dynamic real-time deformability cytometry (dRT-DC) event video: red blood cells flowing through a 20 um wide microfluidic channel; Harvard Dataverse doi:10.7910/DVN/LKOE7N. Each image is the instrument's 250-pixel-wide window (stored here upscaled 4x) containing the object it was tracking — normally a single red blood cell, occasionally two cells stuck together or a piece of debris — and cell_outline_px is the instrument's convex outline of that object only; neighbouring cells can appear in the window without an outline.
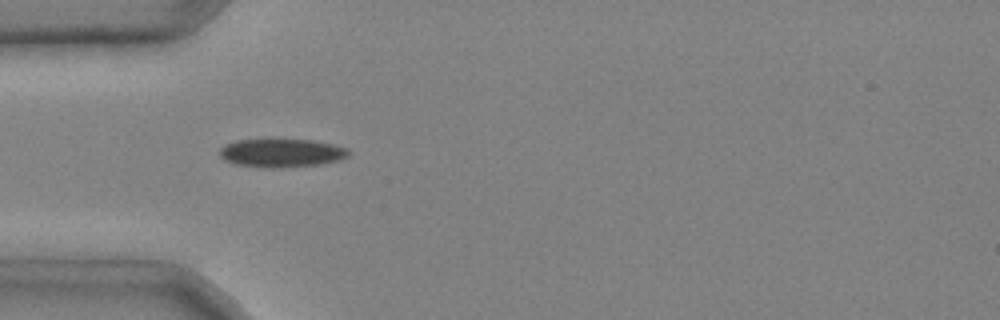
{"species": "common noctule bat (a hibernating species)", "species_latin": "Nyctalus noctula", "temperature_condition": "cold", "stored_images_in_passage": 8, "camera_frame_rate_fps": 3000, "um_per_image_px": 0.085, "animal": {"sex": "male", "body_mass_g": 20.4}, "frame": {"image": 1, "passage_image": 6, "time_ms": 1.667, "image_size_px": [1000, 320], "cell_outline_px": [[352, 152], [348, 156], [340, 160], [320, 164], [272, 168], [268, 168], [236, 164], [224, 160], [220, 156], [220, 148], [224, 144], [236, 140], [312, 140], [332, 144], [348, 148]], "centroid_in_image_um": [23.94, 13.0], "position_along_channel_um": 61.1, "area_um2": 21.27}}
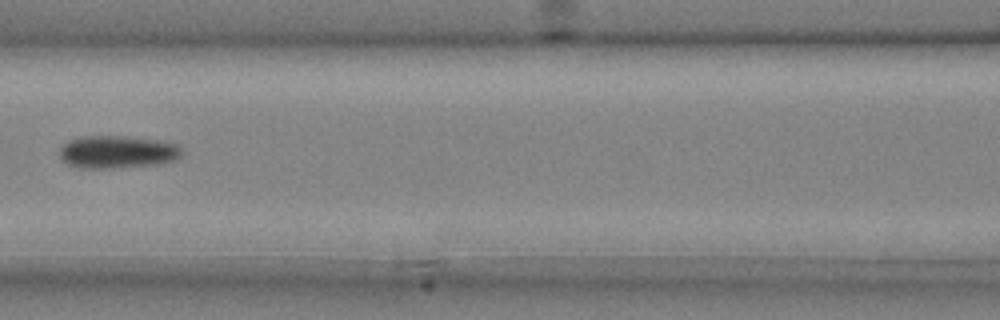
{"frame": {"image": 2, "passage_image": 8, "time_ms": 2.333, "image_size_px": [1000, 320], "cell_outline_px": [[184, 152], [176, 160], [156, 164], [120, 168], [80, 168], [68, 164], [60, 160], [60, 148], [68, 140], [84, 136], [116, 136], [156, 140], [180, 144]], "centroid_in_image_um": [9.99, 12.93], "position_along_channel_um": 156.6, "area_um2": 23.41}}